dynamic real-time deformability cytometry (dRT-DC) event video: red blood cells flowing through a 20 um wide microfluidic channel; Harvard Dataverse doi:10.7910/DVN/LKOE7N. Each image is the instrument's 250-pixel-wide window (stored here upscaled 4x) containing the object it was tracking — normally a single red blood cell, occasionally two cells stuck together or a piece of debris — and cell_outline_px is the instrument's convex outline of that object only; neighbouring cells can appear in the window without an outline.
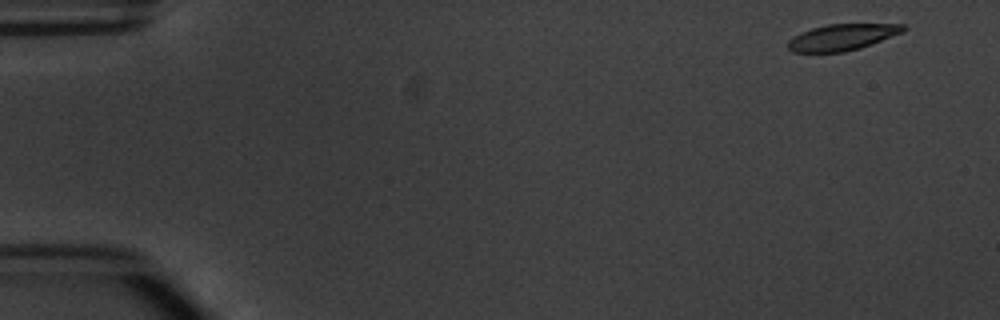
{"species": "common noctule bat (a hibernating species)", "species_latin": "Nyctalus noctula", "temperature_condition": "warm", "stored_images_in_passage": 4, "camera_frame_rate_fps": 3000, "um_per_image_px": 0.085, "animal": {"sex": "male", "body_mass_g": 20.1, "forearm_length_mm": 53.5}, "frame": {"image": 1, "passage_image": 1, "time_ms": 0.0, "image_size_px": [1000, 320], "cell_outline_px": [[908, 28], [904, 32], [860, 48], [844, 52], [792, 52], [788, 48], [788, 40], [800, 32], [812, 28], [828, 24], [904, 24]], "centroid_in_image_um": [71.6, 3.16], "position_along_channel_um": 13.4, "area_um2": 17.69}}
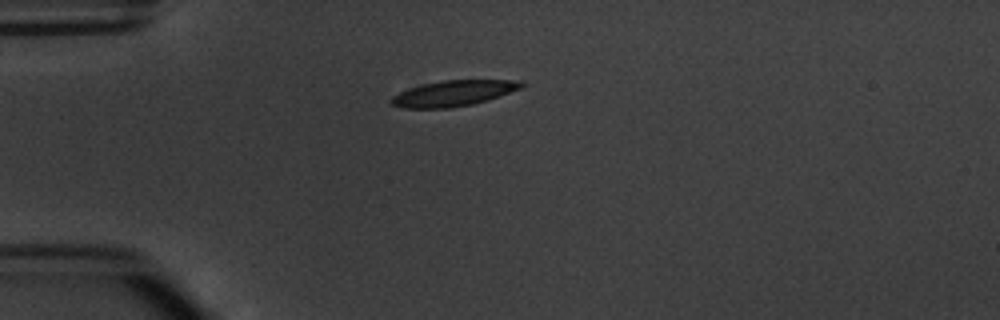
{"frame": {"image": 2, "passage_image": 4, "time_ms": 3.667, "image_size_px": [1000, 320], "cell_outline_px": [[524, 88], [488, 100], [472, 104], [448, 108], [404, 108], [392, 104], [388, 100], [392, 96], [400, 92], [424, 84], [444, 80], [524, 80]], "centroid_in_image_um": [38.61, 7.93], "position_along_channel_um": 46.4, "area_um2": 19.48}}